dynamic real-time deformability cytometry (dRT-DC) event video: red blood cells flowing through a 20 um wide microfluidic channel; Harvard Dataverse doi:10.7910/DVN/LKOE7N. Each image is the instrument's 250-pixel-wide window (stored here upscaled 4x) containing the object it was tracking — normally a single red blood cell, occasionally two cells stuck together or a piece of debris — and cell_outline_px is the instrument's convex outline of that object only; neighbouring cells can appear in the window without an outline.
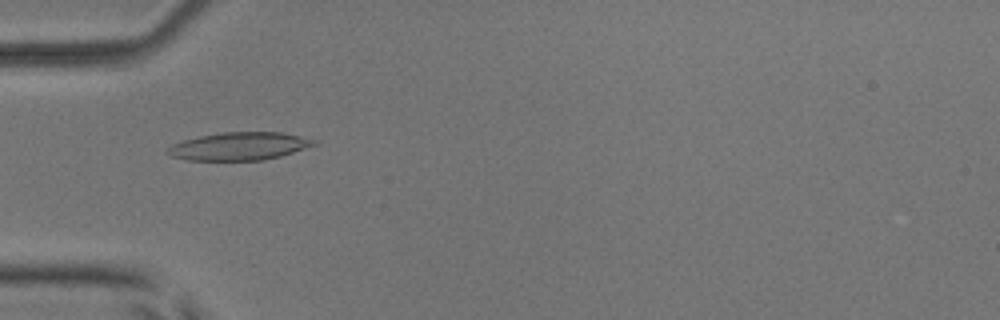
{"species": "common noctule bat (a hibernating species)", "species_latin": "Nyctalus noctula", "temperature_condition": "room temperature", "stored_images_in_passage": 35, "camera_frame_rate_fps": 3000, "um_per_image_px": 0.085, "animal": {"sex": "male", "body_mass_g": 17.9, "forearm_length_mm": 54.2}, "frame": {"image": 1, "passage_image": 6, "time_ms": 1.667, "image_size_px": [1000, 320], "cell_outline_px": [[316, 144], [280, 156], [260, 160], [188, 160], [172, 156], [164, 152], [172, 144], [184, 140], [200, 136], [224, 132], [280, 132], [300, 136], [316, 140]], "centroid_in_image_um": [20.3, 12.42], "position_along_channel_um": 64.7, "area_um2": 23.47}}
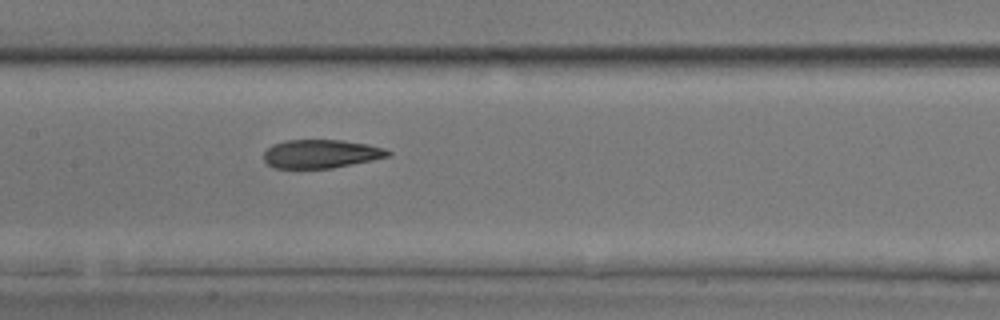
{"frame": {"image": 2, "passage_image": 15, "time_ms": 4.667, "image_size_px": [1000, 320], "cell_outline_px": [[392, 156], [332, 168], [272, 168], [264, 160], [264, 152], [272, 144], [284, 140], [340, 140], [368, 144], [384, 148], [392, 152]], "centroid_in_image_um": [27.29, 13.07], "position_along_channel_um": 180.1, "area_um2": 20.75}}
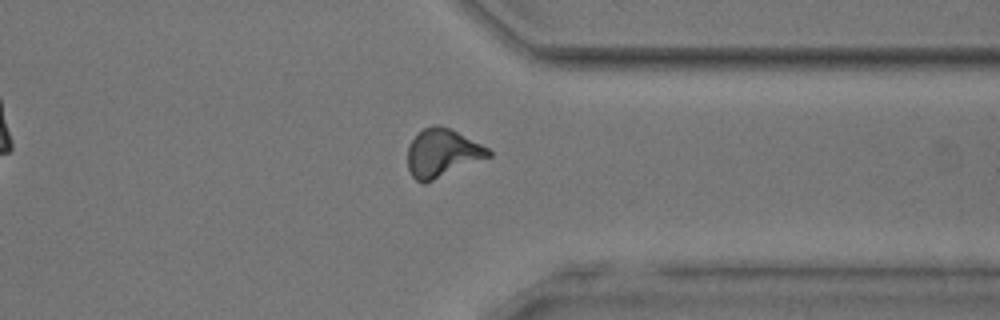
{"frame": {"image": 3, "passage_image": 30, "time_ms": 9.667, "image_size_px": [1000, 320], "cell_outline_px": [[492, 156], [424, 184], [420, 184], [412, 176], [408, 168], [408, 144], [424, 128], [436, 124], [452, 128], [488, 148], [492, 152]], "centroid_in_image_um": [37.6, 13.01], "position_along_channel_um": 373.8, "area_um2": 22.77}, "authors_computed_cell_mechanics": {"area_um2": 21.675, "velocity_mm_per_s": 3.907, "shape_relaxation_time_tau1_ms": null, "shape_relaxation_time_tau2_ms": 1.7025, "deformation_change_tau1": null, "deformation_change_tau2": 0.0919}}